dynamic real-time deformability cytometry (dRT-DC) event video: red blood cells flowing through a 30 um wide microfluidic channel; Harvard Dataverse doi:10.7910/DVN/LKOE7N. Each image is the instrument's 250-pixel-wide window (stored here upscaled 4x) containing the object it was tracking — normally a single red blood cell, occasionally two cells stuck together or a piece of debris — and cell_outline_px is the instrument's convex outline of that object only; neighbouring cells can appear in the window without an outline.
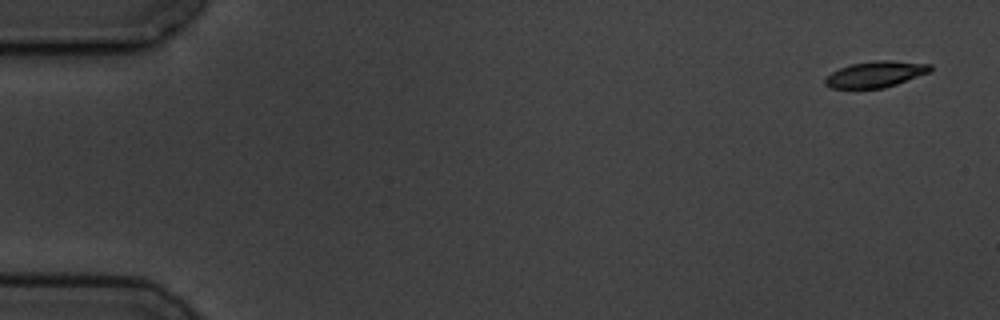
{"species": "common noctule bat (a hibernating species)", "species_latin": "Nyctalus noctula", "temperature_condition": "cold", "stored_images_in_passage": 5, "camera_frame_rate_fps": 3000, "um_per_image_px": 0.085, "animal": {"sex": "male", "body_mass_g": 19.5, "forearm_length_mm": 54.6}, "frame": {"image": 1, "passage_image": 1, "time_ms": 0.0, "image_size_px": [1000, 320], "cell_outline_px": [[932, 72], [884, 88], [832, 88], [824, 84], [824, 80], [832, 72], [840, 68], [852, 64], [876, 60], [888, 60], [932, 64]], "centroid_in_image_um": [74.47, 6.31], "position_along_channel_um": 10.5, "area_um2": 15.95}}
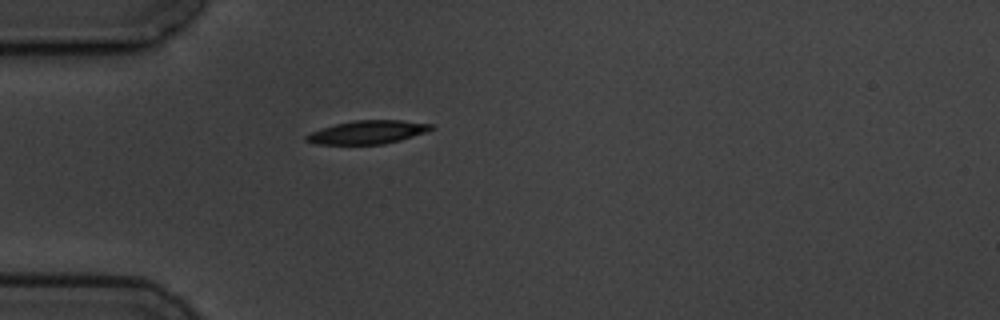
{"frame": {"image": 2, "passage_image": 5, "time_ms": 4.667, "image_size_px": [1000, 320], "cell_outline_px": [[432, 128], [424, 132], [400, 140], [384, 144], [316, 144], [304, 140], [304, 136], [312, 132], [336, 124], [352, 120], [400, 120], [432, 124]], "centroid_in_image_um": [31.21, 11.24], "position_along_channel_um": 53.8, "area_um2": 16.7}}